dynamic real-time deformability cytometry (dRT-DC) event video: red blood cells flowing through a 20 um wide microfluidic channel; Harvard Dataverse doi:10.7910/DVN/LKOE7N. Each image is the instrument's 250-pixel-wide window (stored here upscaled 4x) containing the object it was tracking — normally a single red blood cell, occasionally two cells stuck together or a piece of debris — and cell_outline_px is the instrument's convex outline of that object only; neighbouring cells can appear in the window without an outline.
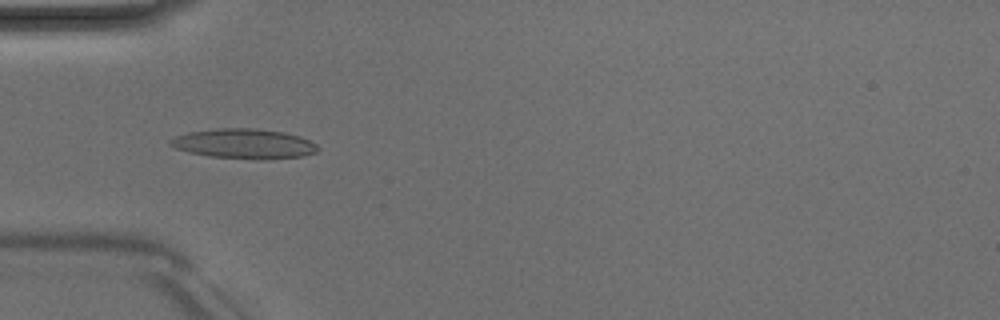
{"species": "Egyptian fruit bat (a non-hibernating species)", "species_latin": "Rousettus aegyptiacus", "temperature_condition": "room temperature", "stored_images_in_passage": 26, "camera_frame_rate_fps": 3000, "um_per_image_px": 0.085, "animal": {"sex": "male"}, "frame": {"image": 1, "passage_image": 5, "time_ms": 1.333, "image_size_px": [1000, 320], "cell_outline_px": [[320, 148], [316, 152], [304, 156], [260, 160], [208, 156], [188, 152], [176, 148], [168, 144], [168, 140], [176, 136], [188, 132], [216, 128], [252, 128], [284, 132], [300, 136], [316, 144]], "centroid_in_image_um": [20.74, 12.22], "position_along_channel_um": 64.3, "area_um2": 25.84}}